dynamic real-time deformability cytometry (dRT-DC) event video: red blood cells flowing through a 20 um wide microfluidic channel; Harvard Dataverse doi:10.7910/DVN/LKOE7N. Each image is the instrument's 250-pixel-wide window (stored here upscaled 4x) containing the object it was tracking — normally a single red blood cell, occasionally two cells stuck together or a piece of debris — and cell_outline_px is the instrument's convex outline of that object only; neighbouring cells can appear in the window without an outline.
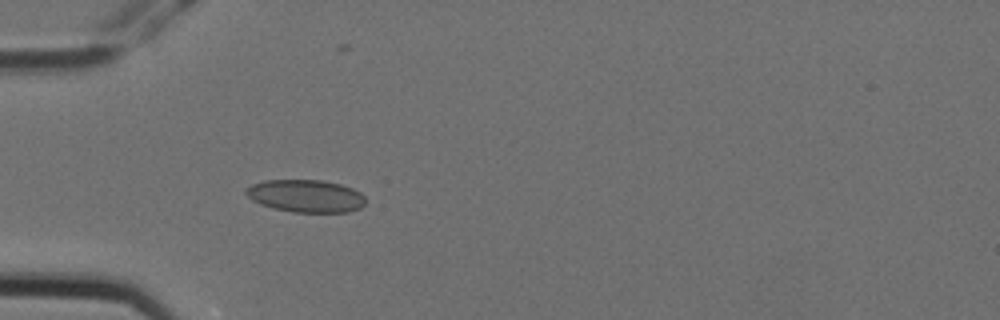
{"species": "Egyptian fruit bat (a non-hibernating species)", "species_latin": "Rousettus aegyptiacus", "temperature_condition": "cold", "stored_images_in_passage": 4, "camera_frame_rate_fps": 3000, "um_per_image_px": 0.085, "animal": {"sex": "female"}, "frame": {"image": 1, "passage_image": 4, "time_ms": 1.0, "image_size_px": [1000, 320], "cell_outline_px": [[368, 200], [360, 208], [348, 212], [292, 212], [272, 208], [260, 204], [252, 200], [244, 192], [244, 188], [252, 184], [264, 180], [320, 180], [340, 184], [352, 188], [360, 192]], "centroid_in_image_um": [25.98, 16.66], "position_along_channel_um": 59.0, "area_um2": 22.89}}